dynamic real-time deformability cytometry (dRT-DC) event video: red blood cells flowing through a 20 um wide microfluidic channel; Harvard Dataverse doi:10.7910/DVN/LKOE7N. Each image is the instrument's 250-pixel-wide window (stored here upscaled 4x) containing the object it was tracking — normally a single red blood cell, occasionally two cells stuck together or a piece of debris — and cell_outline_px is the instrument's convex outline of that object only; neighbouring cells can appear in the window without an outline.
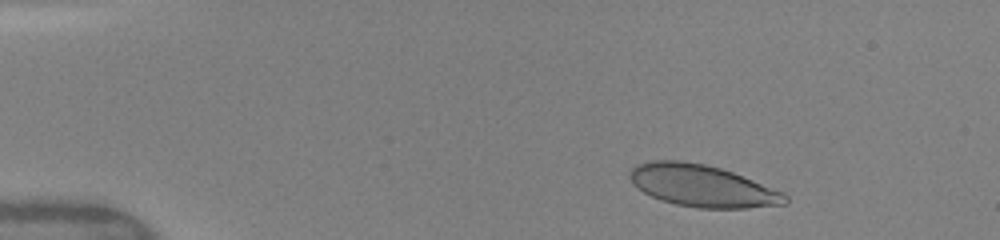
{"species": "human", "species_latin": "Homo sapiens", "temperature_condition": "warm", "stored_images_in_passage": 32, "camera_frame_rate_fps": 3000, "um_per_image_px": 0.085, "donor": {"sex": "female"}, "frame": {"image": 1, "passage_image": 4, "time_ms": 1.333, "image_size_px": [1000, 240], "cell_outline_px": [[788, 204], [748, 208], [696, 208], [676, 204], [660, 200], [644, 192], [632, 184], [628, 176], [632, 168], [636, 164], [652, 160], [684, 160], [704, 164], [720, 168], [732, 172], [784, 192], [788, 196]], "centroid_in_image_um": [59.69, 15.8], "position_along_channel_um": 25.3, "area_um2": 38.15}}
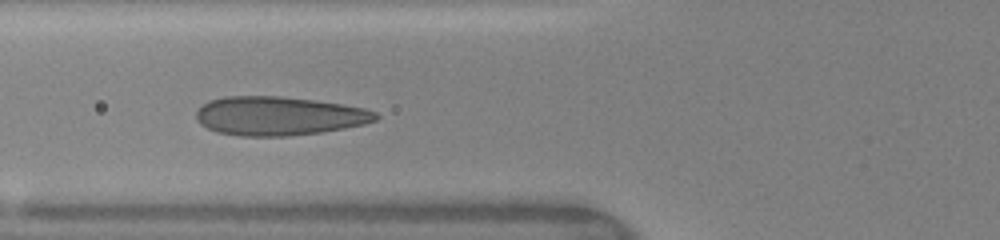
{"frame": {"image": 2, "passage_image": 15, "time_ms": 5.333, "image_size_px": [1000, 240], "cell_outline_px": [[380, 116], [376, 120], [364, 124], [344, 128], [320, 132], [288, 136], [240, 136], [216, 132], [200, 124], [196, 120], [196, 112], [208, 100], [224, 96], [280, 96], [312, 100], [340, 104], [364, 108], [376, 112]], "centroid_in_image_um": [23.67, 9.86], "position_along_channel_um": 102.1, "area_um2": 40.58}}
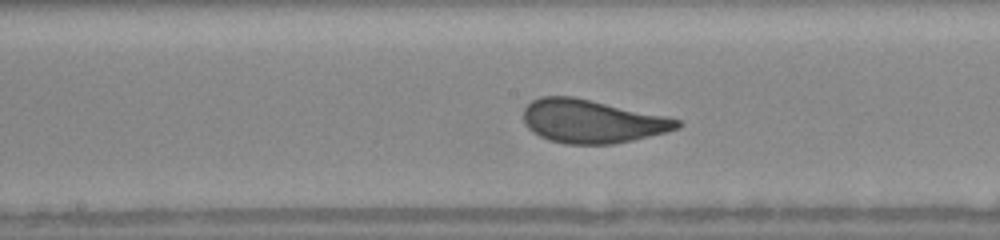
{"frame": {"image": 3, "passage_image": 21, "time_ms": 7.667, "image_size_px": [1000, 240], "cell_outline_px": [[684, 124], [680, 128], [632, 140], [612, 144], [564, 144], [548, 140], [532, 132], [524, 124], [524, 108], [532, 100], [540, 96], [572, 96], [664, 116], [680, 120]], "centroid_in_image_um": [50.27, 10.31], "position_along_channel_um": 197.9, "area_um2": 38.61}}